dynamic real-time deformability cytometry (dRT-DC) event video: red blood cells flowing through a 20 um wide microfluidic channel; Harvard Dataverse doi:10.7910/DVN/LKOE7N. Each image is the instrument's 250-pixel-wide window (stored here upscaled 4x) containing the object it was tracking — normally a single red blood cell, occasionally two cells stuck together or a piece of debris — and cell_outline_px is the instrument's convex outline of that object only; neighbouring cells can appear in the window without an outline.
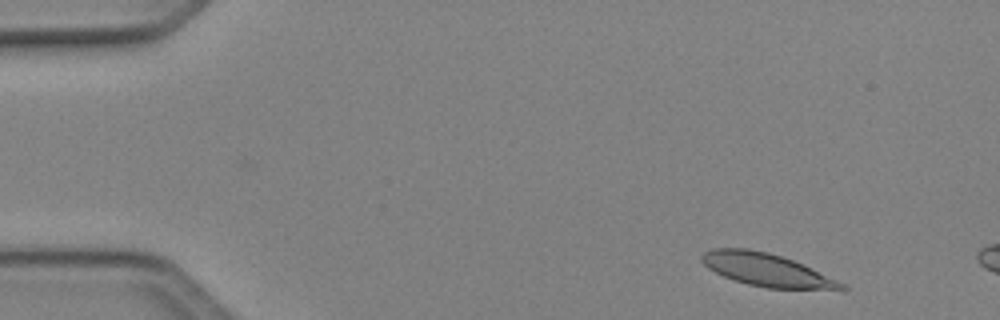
{"species": "Egyptian fruit bat (a non-hibernating species)", "species_latin": "Rousettus aegyptiacus", "temperature_condition": "cold", "stored_images_in_passage": 8, "camera_frame_rate_fps": 3000, "um_per_image_px": 0.085, "animal": {"sex": "female"}, "frame": {"image": 1, "passage_image": 2, "time_ms": 0.333, "image_size_px": [1000, 320], "cell_outline_px": [[848, 288], [844, 292], [768, 288], [748, 284], [724, 276], [708, 268], [700, 260], [700, 256], [704, 252], [712, 248], [748, 248], [768, 252], [804, 264], [844, 284]], "centroid_in_image_um": [65.26, 22.97], "position_along_channel_um": 19.7, "area_um2": 27.22}}